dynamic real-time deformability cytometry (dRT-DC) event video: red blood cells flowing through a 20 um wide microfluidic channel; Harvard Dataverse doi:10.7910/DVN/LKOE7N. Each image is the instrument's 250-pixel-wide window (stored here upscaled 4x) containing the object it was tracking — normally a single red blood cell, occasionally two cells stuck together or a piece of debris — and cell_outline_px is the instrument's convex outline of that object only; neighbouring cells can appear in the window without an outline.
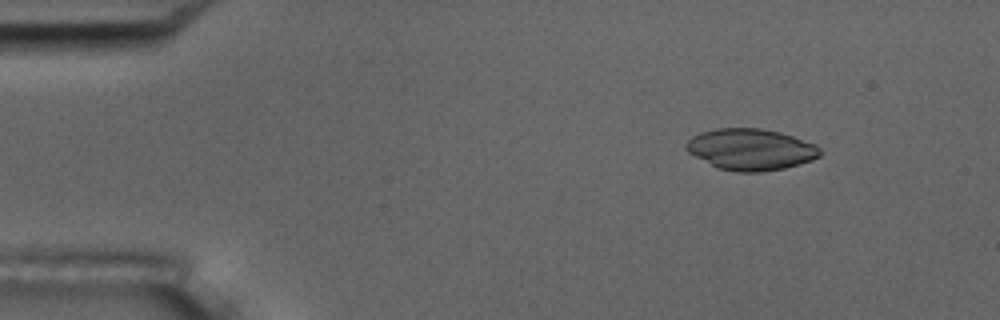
{"species": "common noctule bat (a hibernating species)", "species_latin": "Nyctalus noctula", "temperature_condition": "room temperature", "stored_images_in_passage": 6, "camera_frame_rate_fps": 3000, "um_per_image_px": 0.085, "animal": {"sex": "male", "body_mass_g": 17.5, "forearm_length_mm": 52.3}, "frame": {"image": 1, "passage_image": 2, "time_ms": 0.333, "image_size_px": [1000, 320], "cell_outline_px": [[824, 152], [820, 156], [812, 160], [800, 164], [784, 168], [760, 172], [736, 172], [716, 168], [688, 152], [684, 148], [684, 144], [692, 136], [700, 132], [716, 128], [760, 128], [780, 132], [816, 144]], "centroid_in_image_um": [63.81, 12.7], "position_along_channel_um": 21.2, "area_um2": 32.6}}